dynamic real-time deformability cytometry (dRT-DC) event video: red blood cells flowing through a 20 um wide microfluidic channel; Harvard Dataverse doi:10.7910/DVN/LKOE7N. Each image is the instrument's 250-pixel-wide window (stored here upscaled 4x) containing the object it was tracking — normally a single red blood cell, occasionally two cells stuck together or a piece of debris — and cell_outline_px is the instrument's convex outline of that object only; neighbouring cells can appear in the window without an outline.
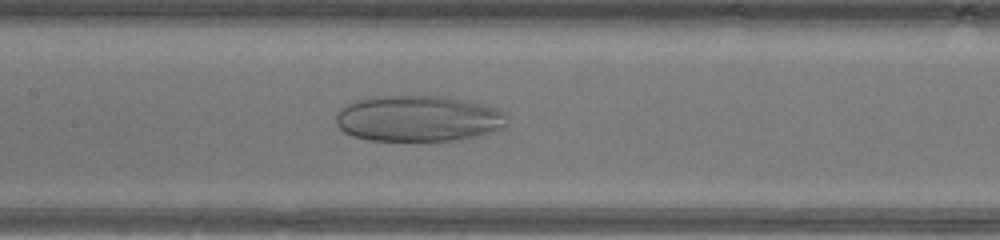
{"species": "human", "species_latin": "Homo sapiens", "temperature_condition": "warm", "stored_images_in_passage": 37, "camera_frame_rate_fps": 3000, "um_per_image_px": 0.085, "donor": {"sex": "male"}, "frame": {"image": 1, "passage_image": 13, "time_ms": 4.0, "image_size_px": [1000, 240], "cell_outline_px": [[508, 124], [496, 132], [480, 136], [460, 140], [368, 140], [352, 136], [344, 132], [336, 124], [336, 112], [340, 108], [356, 100], [368, 96], [440, 96], [464, 100], [496, 108], [504, 112], [508, 116]], "centroid_in_image_um": [35.57, 10.08], "position_along_channel_um": 171.8, "area_um2": 46.36}}
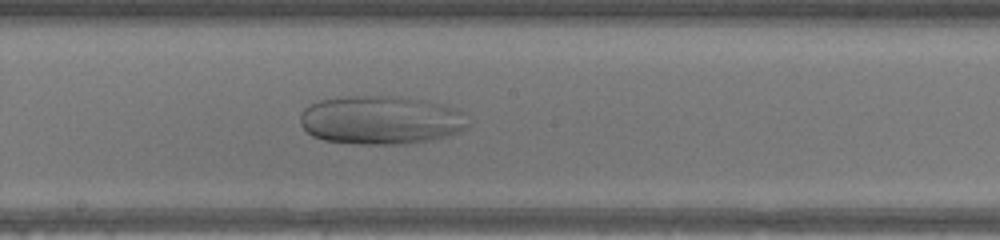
{"frame": {"image": 2, "passage_image": 16, "time_ms": 5.0, "image_size_px": [1000, 240], "cell_outline_px": [[468, 128], [460, 132], [448, 136], [432, 140], [400, 144], [360, 144], [324, 140], [312, 136], [300, 124], [300, 116], [304, 108], [320, 100], [348, 96], [388, 96], [420, 100], [440, 104], [452, 108], [460, 112], [468, 124]], "centroid_in_image_um": [32.34, 10.22], "position_along_channel_um": 215.9, "area_um2": 47.11}}
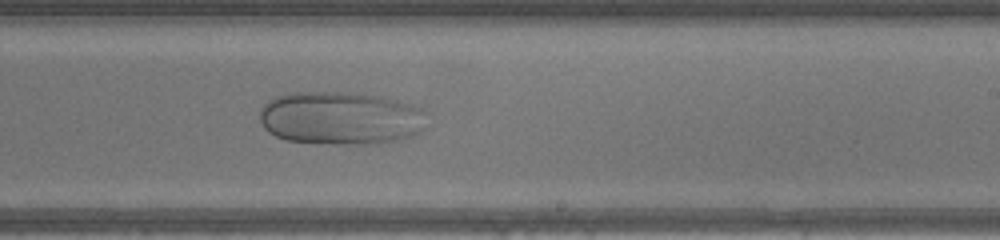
{"frame": {"image": 3, "passage_image": 19, "time_ms": 6.0, "image_size_px": [1000, 240], "cell_outline_px": [[424, 128], [420, 132], [412, 136], [396, 140], [376, 144], [336, 144], [288, 140], [276, 136], [268, 132], [264, 128], [260, 120], [260, 108], [268, 100], [276, 96], [292, 92], [348, 92], [376, 96], [396, 100], [420, 108], [424, 112]], "centroid_in_image_um": [28.91, 10.04], "position_along_channel_um": 260.1, "area_um2": 51.73}}